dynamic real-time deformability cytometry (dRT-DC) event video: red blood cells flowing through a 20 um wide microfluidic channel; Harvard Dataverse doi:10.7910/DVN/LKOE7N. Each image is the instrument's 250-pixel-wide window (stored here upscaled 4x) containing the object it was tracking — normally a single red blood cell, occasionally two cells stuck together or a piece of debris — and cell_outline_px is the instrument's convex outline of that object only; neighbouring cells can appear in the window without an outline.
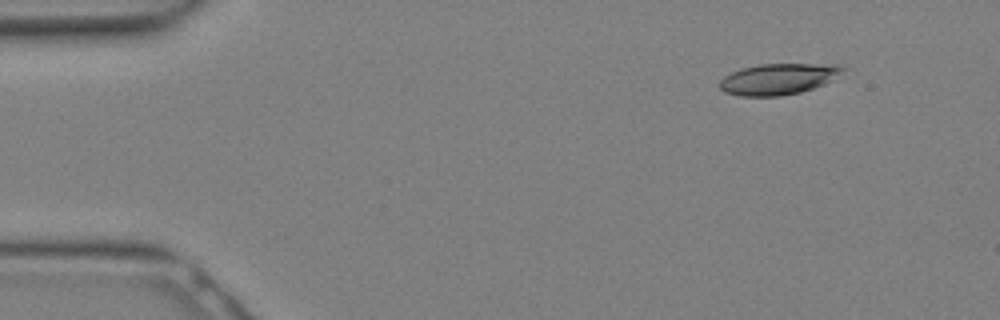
{"species": "Egyptian fruit bat (a non-hibernating species)", "species_latin": "Rousettus aegyptiacus", "temperature_condition": "warm", "stored_images_in_passage": 14, "camera_frame_rate_fps": 3000, "um_per_image_px": 0.085, "animal": {"sex": "female"}, "frame": {"image": 1, "passage_image": 1, "time_ms": 0.0, "image_size_px": [1000, 320], "cell_outline_px": [[848, 68], [836, 80], [800, 92], [780, 96], [740, 96], [724, 92], [720, 88], [720, 80], [724, 76], [740, 68], [760, 64], [840, 64]], "centroid_in_image_um": [66.23, 6.7], "position_along_channel_um": 18.8, "area_um2": 22.66}}
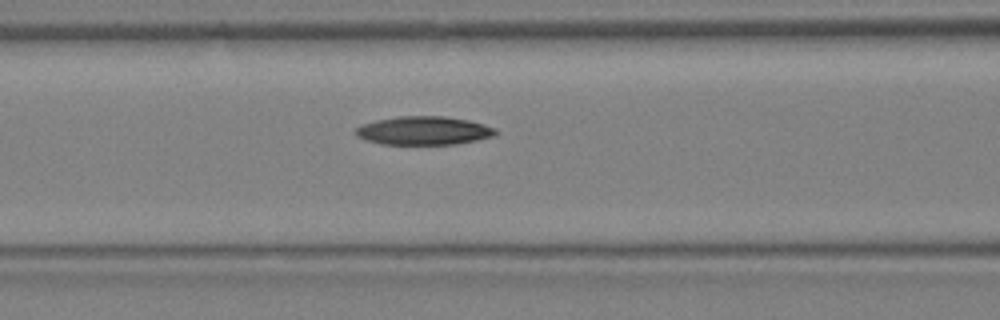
{"frame": {"image": 2, "passage_image": 10, "time_ms": 3.0, "image_size_px": [1000, 320], "cell_outline_px": [[496, 132], [492, 136], [476, 140], [456, 144], [380, 144], [356, 136], [356, 128], [360, 124], [376, 120], [400, 116], [444, 116], [468, 120], [484, 124], [496, 128]], "centroid_in_image_um": [36.0, 11.1], "position_along_channel_um": 130.6, "area_um2": 23.12}}
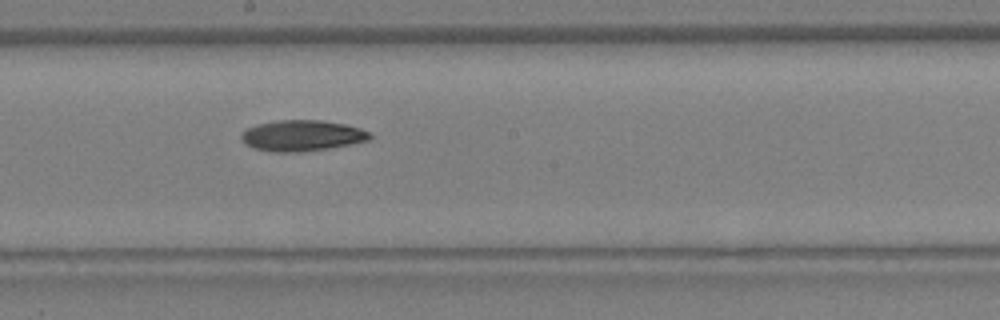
{"frame": {"image": 3, "passage_image": 14, "time_ms": 4.333, "image_size_px": [1000, 320], "cell_outline_px": [[372, 136], [368, 140], [328, 148], [296, 152], [272, 152], [256, 148], [240, 140], [240, 132], [256, 124], [276, 120], [320, 120], [344, 124], [360, 128], [372, 132]], "centroid_in_image_um": [25.65, 11.51], "position_along_channel_um": 222.6, "area_um2": 23.06}}